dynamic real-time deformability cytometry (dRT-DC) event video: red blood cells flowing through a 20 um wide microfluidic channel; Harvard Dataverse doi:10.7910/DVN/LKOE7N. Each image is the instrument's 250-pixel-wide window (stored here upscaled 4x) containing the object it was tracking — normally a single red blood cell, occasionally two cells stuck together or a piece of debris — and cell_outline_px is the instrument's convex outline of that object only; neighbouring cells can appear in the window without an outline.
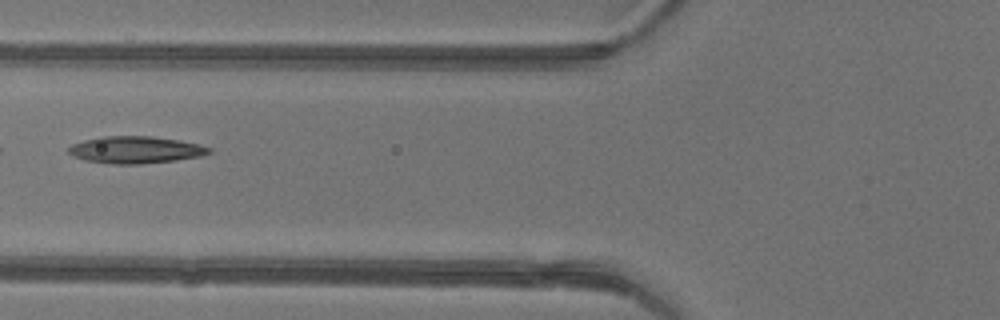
{"species": "common noctule bat (a hibernating species)", "species_latin": "Nyctalus noctula", "temperature_condition": "warm", "stored_images_in_passage": 28, "camera_frame_rate_fps": 3000, "um_per_image_px": 0.085, "animal": {"sex": "female"}, "frame": {"image": 1, "passage_image": 6, "time_ms": 1.667, "image_size_px": [1000, 320], "cell_outline_px": [[212, 152], [200, 156], [176, 160], [140, 164], [112, 164], [84, 160], [72, 156], [68, 152], [68, 148], [72, 144], [84, 140], [100, 136], [152, 136], [200, 144], [212, 148]], "centroid_in_image_um": [11.5, 12.73], "position_along_channel_um": 114.3, "area_um2": 22.2}}
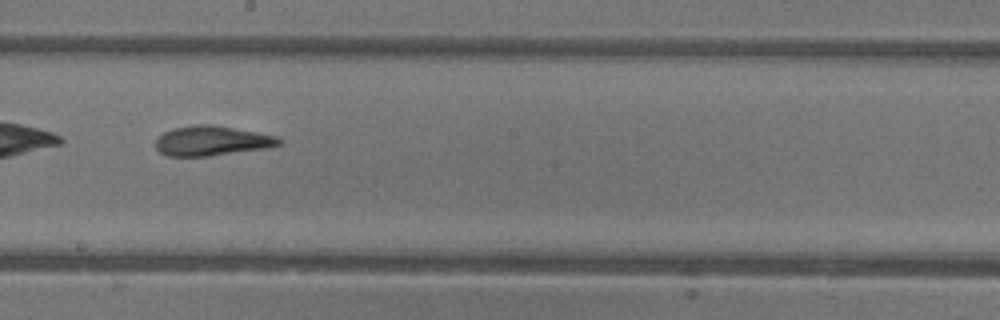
{"frame": {"image": 2, "passage_image": 14, "time_ms": 4.333, "image_size_px": [1000, 320], "cell_outline_px": [[284, 140], [280, 144], [268, 148], [208, 156], [168, 156], [160, 152], [156, 148], [156, 136], [172, 128], [196, 124], [212, 124], [280, 136]], "centroid_in_image_um": [18.03, 11.96], "position_along_channel_um": 230.2, "area_um2": 21.68}}
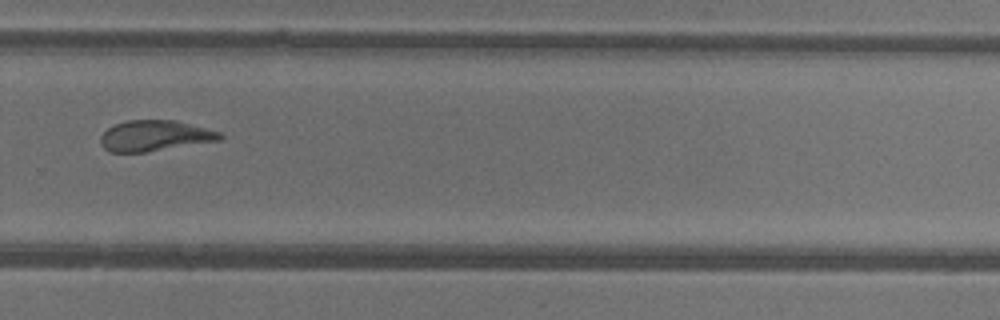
{"frame": {"image": 3, "passage_image": 20, "time_ms": 6.333, "image_size_px": [1000, 320], "cell_outline_px": [[224, 136], [220, 140], [144, 152], [108, 152], [100, 144], [100, 136], [108, 128], [116, 124], [128, 120], [176, 120], [220, 132]], "centroid_in_image_um": [13.13, 11.54], "position_along_channel_um": 316.7, "area_um2": 21.21}, "authors_computed_cell_mechanics": {"area_um2": 21.4149, "velocity_mm_per_s": 4.3508, "shape_relaxation_time_tau1_ms": 5.5479, "shape_relaxation_time_tau2_ms": 2.5779, "deformation_change_tau1": 0.1776, "deformation_change_tau2": 0.1243}}